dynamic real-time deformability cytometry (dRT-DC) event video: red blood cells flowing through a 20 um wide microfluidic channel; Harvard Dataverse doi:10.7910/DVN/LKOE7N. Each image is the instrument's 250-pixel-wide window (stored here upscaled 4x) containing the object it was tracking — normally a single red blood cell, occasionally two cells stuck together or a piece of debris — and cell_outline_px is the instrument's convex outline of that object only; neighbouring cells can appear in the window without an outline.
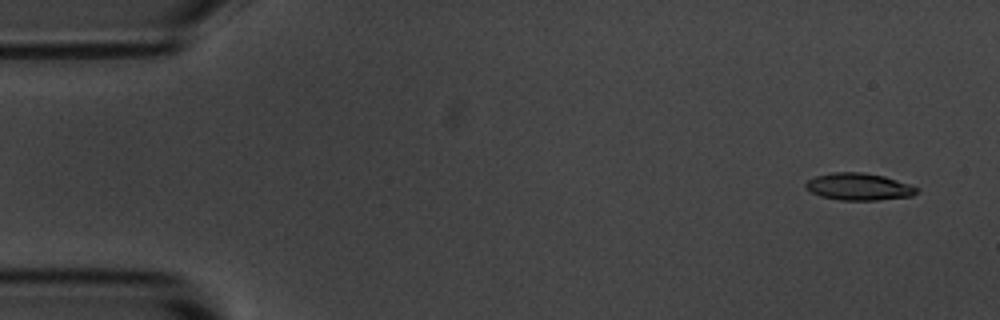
{"species": "common noctule bat (a hibernating species)", "species_latin": "Nyctalus noctula", "temperature_condition": "room temperature", "stored_images_in_passage": 9, "camera_frame_rate_fps": 3000, "um_per_image_px": 0.085, "animal": {"sex": "male", "body_mass_g": 20.1, "forearm_length_mm": 53.5}, "frame": {"image": 1, "passage_image": 1, "time_ms": 0.0, "image_size_px": [1000, 320], "cell_outline_px": [[920, 188], [912, 196], [876, 200], [840, 200], [820, 196], [804, 188], [804, 184], [808, 180], [816, 176], [832, 172], [864, 172], [884, 176]], "centroid_in_image_um": [72.97, 15.86], "position_along_channel_um": 12.0, "area_um2": 17.51}}
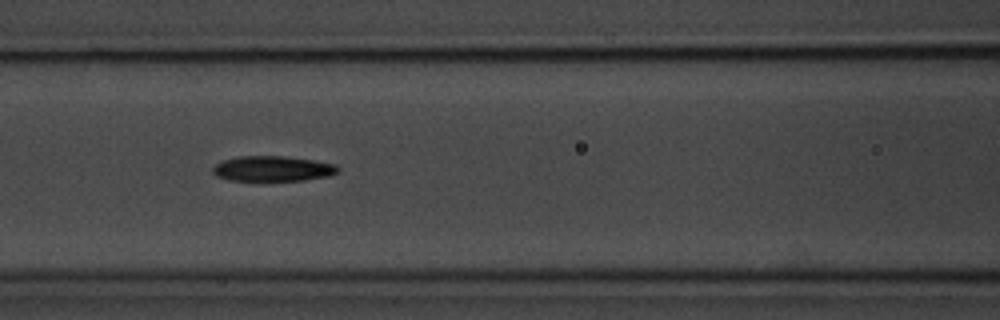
{"frame": {"image": 2, "passage_image": 7, "time_ms": 6.667, "image_size_px": [1000, 320], "cell_outline_px": [[340, 172], [328, 176], [304, 180], [228, 180], [216, 176], [212, 172], [212, 168], [216, 164], [224, 160], [240, 156], [284, 156], [316, 160], [336, 164], [340, 168]], "centroid_in_image_um": [23.22, 14.33], "position_along_channel_um": 143.4, "area_um2": 18.5}}
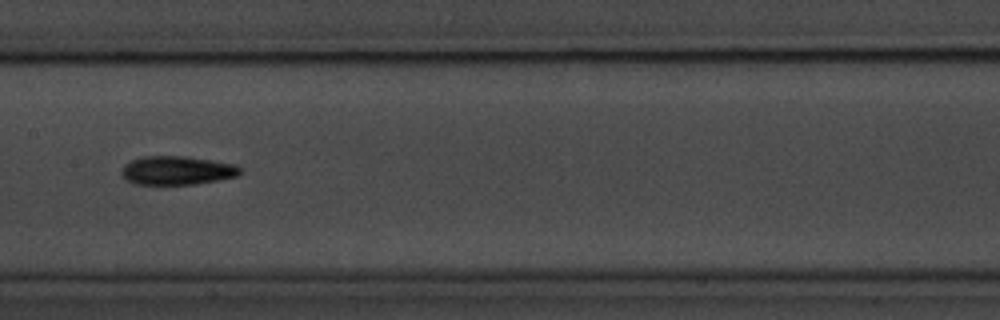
{"frame": {"image": 3, "passage_image": 8, "time_ms": 8.0, "image_size_px": [1000, 320], "cell_outline_px": [[240, 172], [236, 176], [196, 184], [132, 184], [124, 180], [120, 176], [120, 172], [124, 164], [132, 160], [144, 156], [184, 156], [212, 160], [236, 164], [240, 168]], "centroid_in_image_um": [14.97, 14.49], "position_along_channel_um": 192.4, "area_um2": 19.94}}